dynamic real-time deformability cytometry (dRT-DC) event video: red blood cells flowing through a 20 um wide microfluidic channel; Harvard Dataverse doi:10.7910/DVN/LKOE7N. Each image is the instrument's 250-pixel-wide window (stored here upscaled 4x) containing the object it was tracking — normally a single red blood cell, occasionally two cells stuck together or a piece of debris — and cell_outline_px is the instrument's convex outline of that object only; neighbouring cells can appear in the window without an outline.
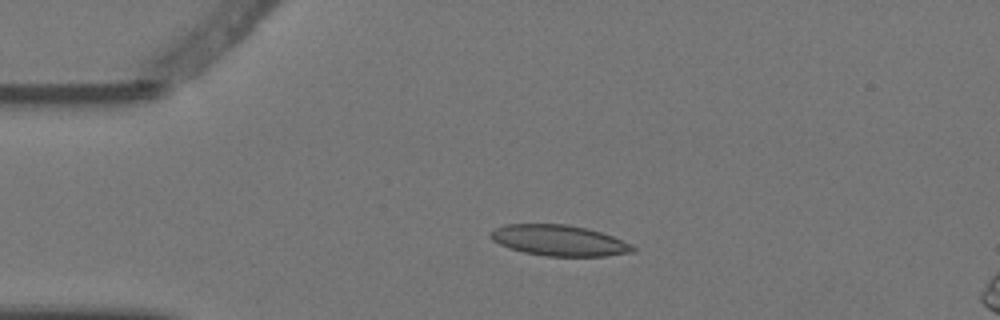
{"species": "Egyptian fruit bat (a non-hibernating species)", "species_latin": "Rousettus aegyptiacus", "temperature_condition": "warm", "stored_images_in_passage": 4, "camera_frame_rate_fps": 3000, "um_per_image_px": 0.085, "animal": {"sex": "female"}, "frame": {"image": 1, "passage_image": 3, "time_ms": 0.667, "image_size_px": [1000, 320], "cell_outline_px": [[636, 252], [604, 256], [548, 256], [524, 252], [508, 248], [492, 240], [488, 236], [488, 232], [504, 224], [568, 224], [600, 232], [612, 236], [632, 244], [636, 248]], "centroid_in_image_um": [47.5, 20.44], "position_along_channel_um": 37.5, "area_um2": 25.61}}